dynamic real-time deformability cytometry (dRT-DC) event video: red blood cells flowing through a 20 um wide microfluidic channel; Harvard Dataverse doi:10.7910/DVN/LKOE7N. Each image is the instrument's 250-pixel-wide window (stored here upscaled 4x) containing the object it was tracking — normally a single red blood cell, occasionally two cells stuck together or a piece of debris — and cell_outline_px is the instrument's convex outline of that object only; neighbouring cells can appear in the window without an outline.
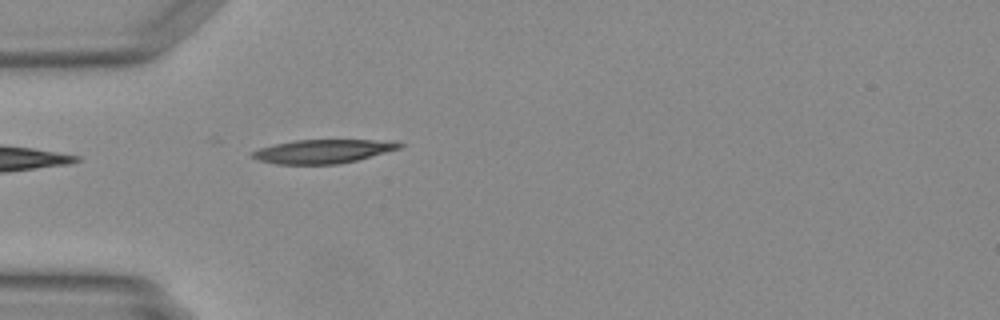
{"species": "Egyptian fruit bat (a non-hibernating species)", "species_latin": "Rousettus aegyptiacus", "temperature_condition": "warm", "stored_images_in_passage": 31, "camera_frame_rate_fps": 3000, "um_per_image_px": 0.085, "animal": {"sex": "female"}, "frame": {"image": 1, "passage_image": 1, "time_ms": 0.0, "image_size_px": [1000, 320], "cell_outline_px": [[404, 144], [400, 148], [356, 160], [336, 164], [276, 164], [260, 160], [252, 156], [252, 152], [260, 148], [276, 144], [296, 140], [372, 140]], "centroid_in_image_um": [27.4, 12.87], "position_along_channel_um": 57.6, "area_um2": 19.77}}
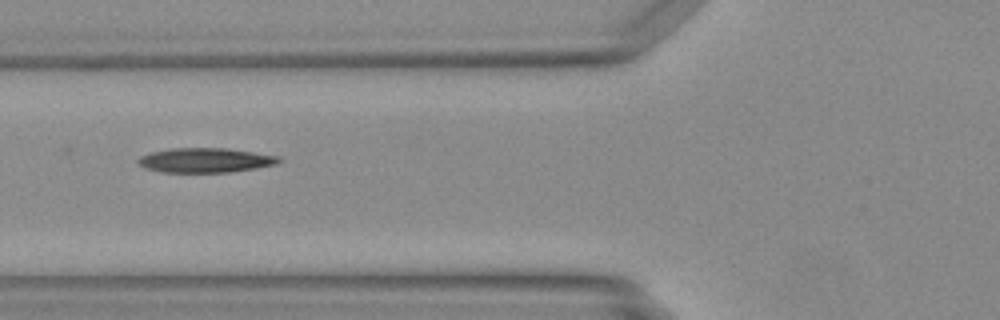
{"frame": {"image": 2, "passage_image": 5, "time_ms": 1.333, "image_size_px": [1000, 320], "cell_outline_px": [[280, 160], [276, 164], [228, 172], [160, 172], [144, 168], [136, 160], [140, 156], [152, 152], [172, 148], [224, 148], [280, 156]], "centroid_in_image_um": [17.4, 13.62], "position_along_channel_um": 108.4, "area_um2": 19.88}}